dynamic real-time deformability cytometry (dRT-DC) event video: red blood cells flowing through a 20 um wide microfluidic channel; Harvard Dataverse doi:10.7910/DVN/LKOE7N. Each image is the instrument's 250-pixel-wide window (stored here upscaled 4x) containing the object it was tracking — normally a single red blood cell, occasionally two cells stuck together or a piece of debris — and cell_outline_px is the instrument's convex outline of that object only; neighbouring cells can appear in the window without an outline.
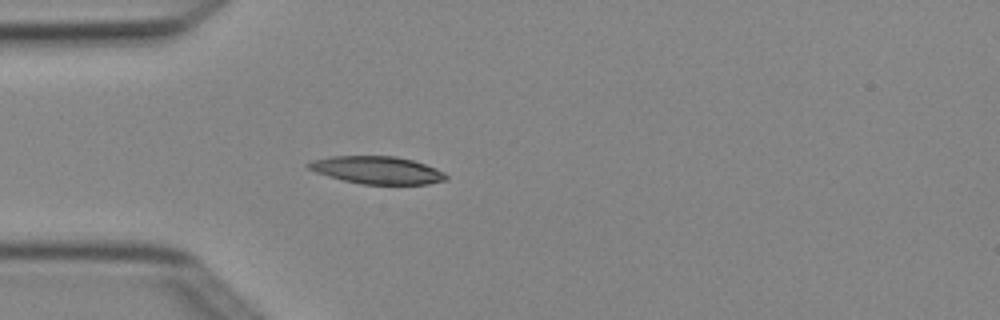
{"species": "Egyptian fruit bat (a non-hibernating species)", "species_latin": "Rousettus aegyptiacus", "temperature_condition": "cold", "stored_images_in_passage": 3, "camera_frame_rate_fps": 3000, "um_per_image_px": 0.085, "animal": {"sex": "female"}, "frame": {"image": 1, "passage_image": 3, "time_ms": 0.667, "image_size_px": [1000, 320], "cell_outline_px": [[448, 176], [444, 180], [428, 184], [360, 184], [328, 176], [316, 172], [308, 168], [304, 164], [312, 160], [332, 156], [396, 156], [412, 160], [436, 168], [444, 172]], "centroid_in_image_um": [32.03, 14.45], "position_along_channel_um": 53.0, "area_um2": 22.02}}